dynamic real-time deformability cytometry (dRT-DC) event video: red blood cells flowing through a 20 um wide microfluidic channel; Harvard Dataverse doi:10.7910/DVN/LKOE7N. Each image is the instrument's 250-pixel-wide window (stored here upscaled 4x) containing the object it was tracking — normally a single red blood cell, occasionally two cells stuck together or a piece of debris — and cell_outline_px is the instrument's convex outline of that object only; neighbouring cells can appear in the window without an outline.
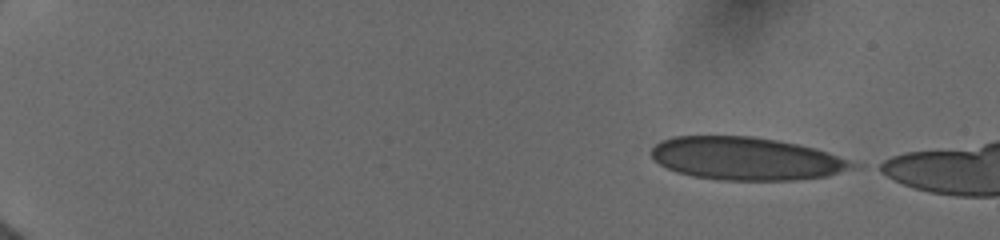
{"species": "human", "species_latin": "Homo sapiens", "temperature_condition": "cold", "stored_images_in_passage": 4, "camera_frame_rate_fps": 3000, "um_per_image_px": 0.085, "donor": {"sex": "female"}, "frame": {"image": 1, "passage_image": 1, "time_ms": 0.0, "image_size_px": [1000, 240], "cell_outline_px": [[864, 168], [828, 176], [796, 180], [720, 180], [692, 176], [676, 172], [660, 164], [652, 156], [652, 148], [660, 140], [672, 136], [752, 136], [776, 140], [816, 148], [864, 164]], "centroid_in_image_um": [63.56, 13.49], "position_along_channel_um": 21.4, "area_um2": 50.98}}